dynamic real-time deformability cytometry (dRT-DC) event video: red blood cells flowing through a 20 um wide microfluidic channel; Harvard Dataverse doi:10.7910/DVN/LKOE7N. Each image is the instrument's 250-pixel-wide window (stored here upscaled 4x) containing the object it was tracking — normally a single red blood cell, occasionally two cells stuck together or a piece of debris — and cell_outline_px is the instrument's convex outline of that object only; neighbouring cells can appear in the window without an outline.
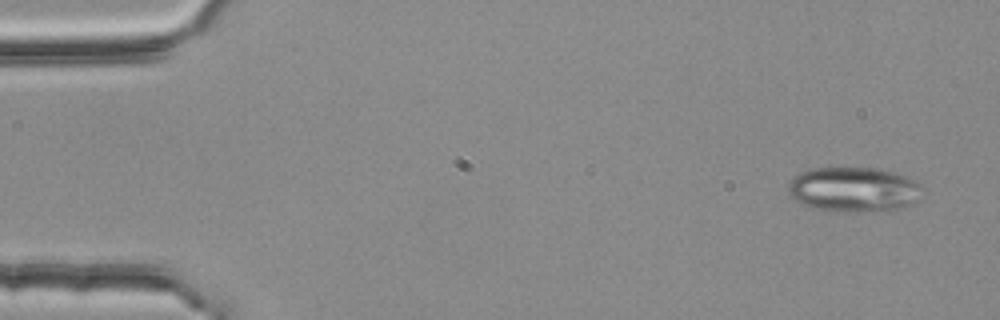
{"species": "common noctule bat (a hibernating species)", "species_latin": "Nyctalus noctula", "temperature_condition": "room temperature", "stored_images_in_passage": 4, "camera_frame_rate_fps": 3000, "um_per_image_px": 0.085, "animal": {"sex": "female", "body_mass_g": 25.1}, "frame": {"image": 1, "passage_image": 1, "time_ms": 0.0, "image_size_px": [1000, 320], "cell_outline_px": [[924, 188], [916, 200], [900, 208], [876, 212], [836, 212], [804, 204], [796, 200], [788, 192], [788, 184], [792, 176], [800, 172], [812, 168], [880, 168], [908, 176], [916, 180]], "centroid_in_image_um": [72.59, 16.09], "position_along_channel_um": 12.4, "area_um2": 35.32}}